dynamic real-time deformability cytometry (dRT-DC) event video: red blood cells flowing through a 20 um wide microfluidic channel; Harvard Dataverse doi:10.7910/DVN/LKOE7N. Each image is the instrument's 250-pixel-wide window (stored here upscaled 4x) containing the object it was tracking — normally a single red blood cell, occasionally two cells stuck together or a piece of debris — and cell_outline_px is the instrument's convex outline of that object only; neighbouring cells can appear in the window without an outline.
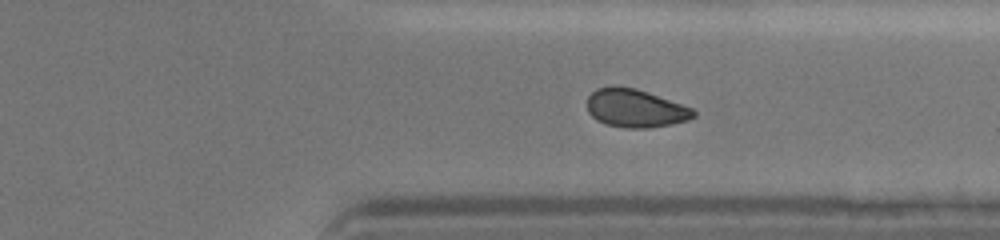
{"species": "human", "species_latin": "Homo sapiens", "temperature_condition": "cold", "stored_images_in_passage": 44, "camera_frame_rate_fps": 3000, "um_per_image_px": 0.085, "donor": {"sex": "female"}, "frame": {"image": 1, "passage_image": 33, "time_ms": 10.667, "image_size_px": [1000, 240], "cell_outline_px": [[696, 116], [688, 120], [672, 124], [648, 128], [624, 128], [604, 124], [596, 120], [588, 112], [588, 96], [596, 88], [612, 84], [616, 84], [636, 88], [648, 92], [692, 108], [696, 112]], "centroid_in_image_um": [53.97, 9.19], "position_along_channel_um": 357.4, "area_um2": 24.04}}
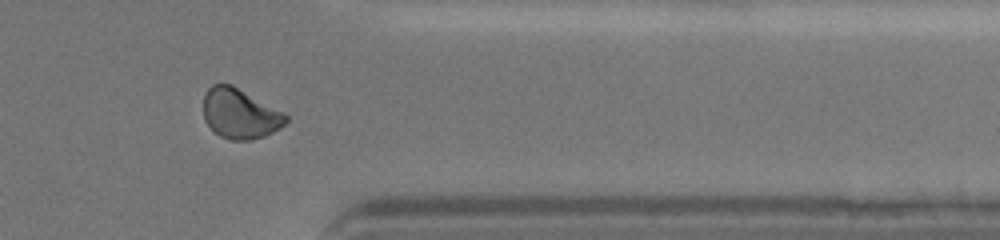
{"frame": {"image": 2, "passage_image": 36, "time_ms": 11.667, "image_size_px": [1000, 240], "cell_outline_px": [[288, 120], [280, 128], [264, 136], [252, 140], [232, 140], [220, 136], [204, 120], [204, 92], [212, 84], [232, 84], [284, 112], [288, 116]], "centroid_in_image_um": [20.4, 9.65], "position_along_channel_um": 391.0, "area_um2": 24.04}}
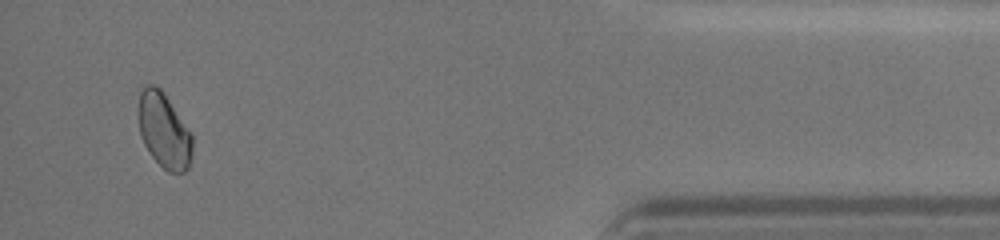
{"frame": {"image": 3, "passage_image": 42, "time_ms": 13.667, "image_size_px": [1000, 240], "cell_outline_px": [[192, 156], [188, 168], [184, 172], [168, 172], [152, 156], [144, 144], [140, 136], [140, 92], [148, 84], [152, 84], [160, 88], [164, 92], [192, 132]], "centroid_in_image_um": [13.99, 11.1], "position_along_channel_um": 421.2, "area_um2": 23.41}, "authors_computed_cell_mechanics": {"area_um2": 23.9003, "velocity_mm_per_s": 3.6199, "shape_relaxation_time_tau1_ms": 5.7456, "shape_relaxation_time_tau2_ms": 10.5701, "deformation_change_tau1": 0.0977, "deformation_change_tau2": 0.124}}